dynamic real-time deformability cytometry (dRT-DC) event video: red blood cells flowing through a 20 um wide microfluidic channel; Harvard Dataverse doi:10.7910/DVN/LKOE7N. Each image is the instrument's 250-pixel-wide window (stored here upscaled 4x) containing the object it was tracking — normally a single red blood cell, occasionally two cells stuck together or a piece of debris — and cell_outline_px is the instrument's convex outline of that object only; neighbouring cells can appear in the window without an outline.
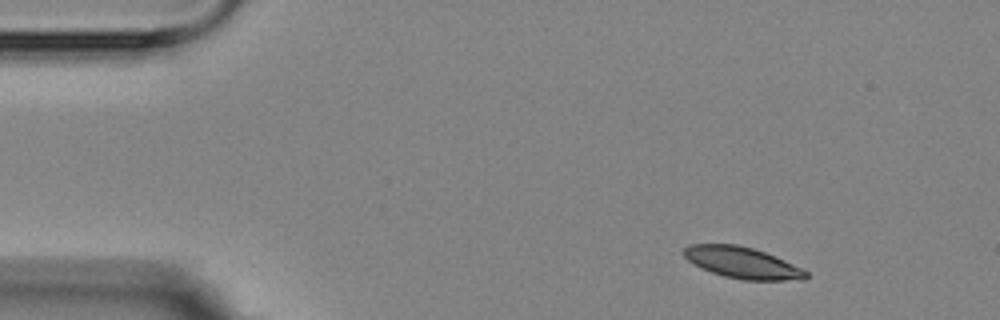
{"species": "Egyptian fruit bat (a non-hibernating species)", "species_latin": "Rousettus aegyptiacus", "temperature_condition": "room temperature", "stored_images_in_passage": 3, "camera_frame_rate_fps": 3000, "um_per_image_px": 0.085, "animal": {"sex": "female"}, "frame": {"image": 1, "passage_image": 1, "time_ms": 0.0, "image_size_px": [1000, 320], "cell_outline_px": [[808, 276], [804, 280], [744, 280], [724, 276], [712, 272], [692, 264], [680, 252], [688, 244], [736, 244], [752, 248], [764, 252], [784, 260], [808, 272]], "centroid_in_image_um": [63.05, 22.33], "position_along_channel_um": 22.0, "area_um2": 22.25}}